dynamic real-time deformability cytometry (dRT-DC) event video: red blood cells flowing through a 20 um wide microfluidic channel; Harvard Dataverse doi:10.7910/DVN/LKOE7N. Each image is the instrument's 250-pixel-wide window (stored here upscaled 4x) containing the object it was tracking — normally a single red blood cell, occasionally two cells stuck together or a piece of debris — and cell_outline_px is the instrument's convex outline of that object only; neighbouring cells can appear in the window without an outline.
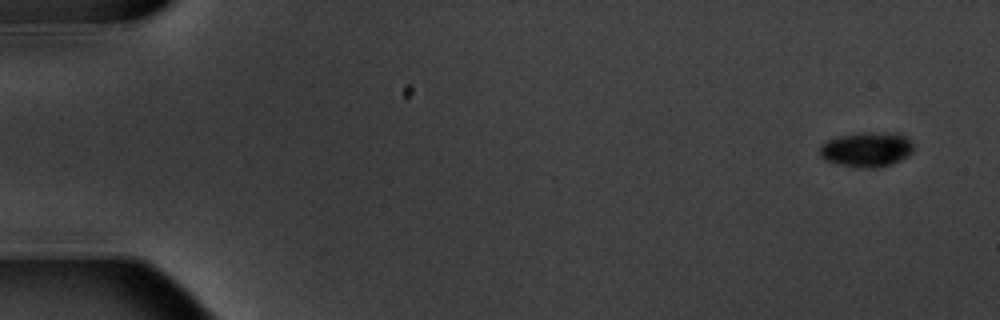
{"species": "common noctule bat (a hibernating species)", "species_latin": "Nyctalus noctula", "temperature_condition": "warm", "stored_images_in_passage": 10, "camera_frame_rate_fps": 3000, "um_per_image_px": 0.085, "animal": {"sex": "male", "body_mass_g": 20.1, "forearm_length_mm": 53.5}, "frame": {"image": 1, "passage_image": 1, "time_ms": 0.0, "image_size_px": [1000, 320], "cell_outline_px": [[912, 152], [908, 156], [892, 164], [876, 168], [856, 168], [836, 164], [824, 160], [820, 156], [820, 144], [828, 140], [840, 136], [860, 132], [900, 132], [912, 140]], "centroid_in_image_um": [73.68, 12.7], "position_along_channel_um": 11.3, "area_um2": 19.54}}
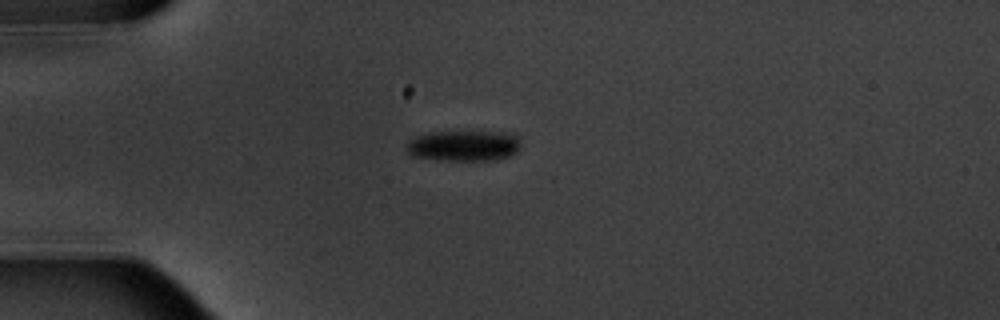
{"frame": {"image": 2, "passage_image": 4, "time_ms": 4.333, "image_size_px": [1000, 320], "cell_outline_px": [[520, 148], [516, 152], [508, 156], [492, 160], [444, 160], [412, 156], [404, 148], [404, 144], [408, 140], [416, 136], [428, 132], [512, 132], [520, 140]], "centroid_in_image_um": [39.39, 12.38], "position_along_channel_um": 45.6, "area_um2": 20.63}}
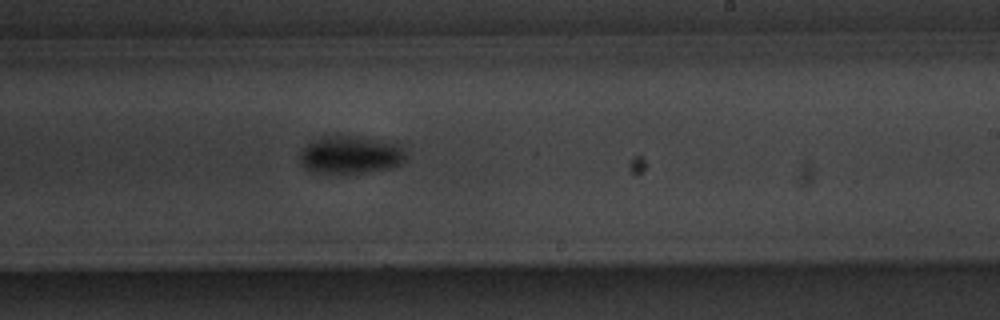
{"frame": {"image": 3, "passage_image": 10, "time_ms": 11.0, "image_size_px": [1000, 320], "cell_outline_px": [[404, 160], [400, 164], [392, 168], [348, 176], [320, 172], [304, 168], [300, 164], [300, 152], [312, 140], [336, 132], [392, 140], [400, 144], [404, 152]], "centroid_in_image_um": [29.82, 13.13], "position_along_channel_um": 259.2, "area_um2": 24.85}}